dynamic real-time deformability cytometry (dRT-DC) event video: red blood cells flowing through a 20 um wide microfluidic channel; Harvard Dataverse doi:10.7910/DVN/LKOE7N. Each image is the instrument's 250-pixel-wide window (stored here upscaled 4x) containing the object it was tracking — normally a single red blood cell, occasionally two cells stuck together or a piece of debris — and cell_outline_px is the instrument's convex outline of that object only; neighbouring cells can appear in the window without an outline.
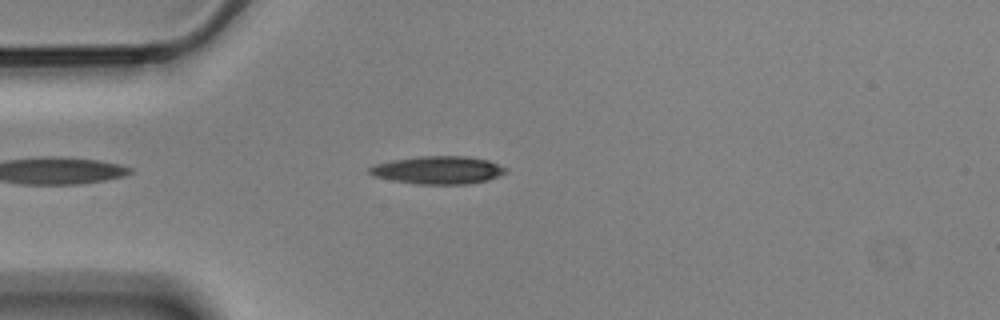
{"species": "Egyptian fruit bat (a non-hibernating species)", "species_latin": "Rousettus aegyptiacus", "temperature_condition": "cold", "stored_images_in_passage": 11, "camera_frame_rate_fps": 3000, "um_per_image_px": 0.085, "animal": {"sex": "male"}, "frame": {"image": 1, "passage_image": 5, "time_ms": 1.333, "image_size_px": [1000, 320], "cell_outline_px": [[508, 172], [488, 180], [468, 184], [416, 184], [392, 180], [372, 176], [368, 172], [368, 168], [376, 164], [392, 160], [420, 156], [468, 156], [488, 160], [508, 168]], "centroid_in_image_um": [37.25, 14.46], "position_along_channel_um": 47.7, "area_um2": 22.25}}